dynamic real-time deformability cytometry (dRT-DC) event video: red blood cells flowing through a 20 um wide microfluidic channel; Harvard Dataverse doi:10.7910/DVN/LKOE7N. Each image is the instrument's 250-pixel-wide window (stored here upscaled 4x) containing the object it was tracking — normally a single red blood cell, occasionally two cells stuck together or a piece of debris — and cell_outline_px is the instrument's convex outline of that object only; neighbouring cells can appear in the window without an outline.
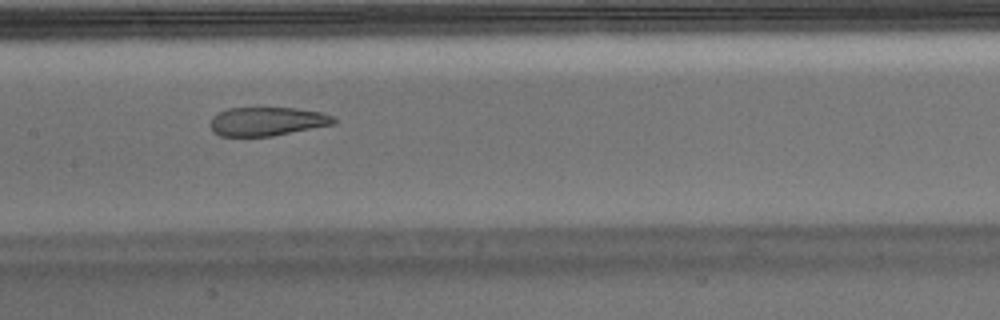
{"species": "Egyptian fruit bat (a non-hibernating species)", "species_latin": "Rousettus aegyptiacus", "temperature_condition": "warm", "stored_images_in_passage": 52, "camera_frame_rate_fps": 3000, "um_per_image_px": 0.085, "animal": {"sex": "male"}, "frame": {"image": 1, "passage_image": 25, "time_ms": 8.0, "image_size_px": [1000, 320], "cell_outline_px": [[336, 124], [272, 136], [220, 136], [212, 132], [212, 116], [228, 108], [296, 108], [324, 112], [332, 116], [336, 120]], "centroid_in_image_um": [22.75, 10.32], "position_along_channel_um": 184.7, "area_um2": 20.69}}
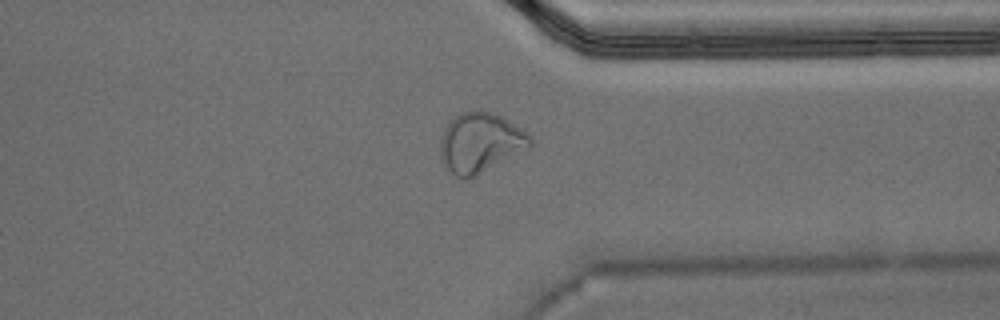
{"frame": {"image": 2, "passage_image": 40, "time_ms": 13.0, "image_size_px": [1000, 320], "cell_outline_px": [[532, 144], [528, 148], [476, 176], [468, 180], [464, 180], [456, 176], [440, 160], [440, 140], [444, 128], [456, 116], [464, 112], [476, 108], [480, 108], [500, 116], [524, 128], [532, 136]], "centroid_in_image_um": [40.83, 12.12], "position_along_channel_um": 370.6, "area_um2": 31.62}}
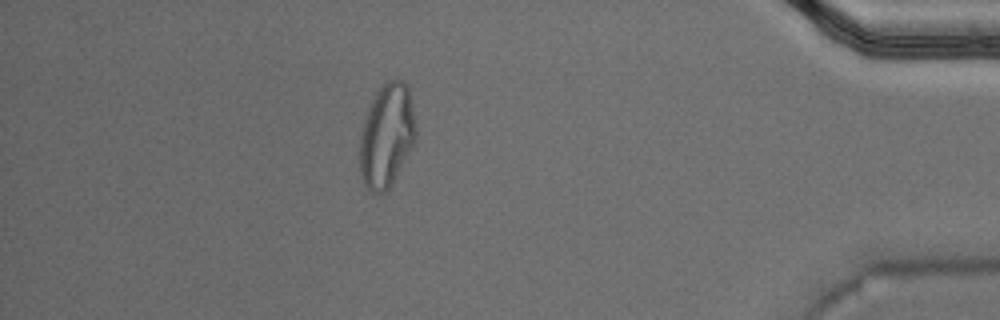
{"frame": {"image": 3, "passage_image": 46, "time_ms": 15.0, "image_size_px": [1000, 320], "cell_outline_px": [[416, 140], [388, 192], [372, 192], [364, 184], [360, 176], [360, 132], [372, 96], [388, 80], [400, 80], [408, 84], [412, 104], [416, 128]], "centroid_in_image_um": [32.87, 11.53], "position_along_channel_um": 402.3, "area_um2": 34.04}, "authors_computed_cell_mechanics": {"area_um2": 23.9292, "velocity_mm_per_s": 3.7749, "shape_relaxation_time_tau1_ms": null, "shape_relaxation_time_tau2_ms": 1.8501, "deformation_change_tau1": null, "deformation_change_tau2": 0.0969}}